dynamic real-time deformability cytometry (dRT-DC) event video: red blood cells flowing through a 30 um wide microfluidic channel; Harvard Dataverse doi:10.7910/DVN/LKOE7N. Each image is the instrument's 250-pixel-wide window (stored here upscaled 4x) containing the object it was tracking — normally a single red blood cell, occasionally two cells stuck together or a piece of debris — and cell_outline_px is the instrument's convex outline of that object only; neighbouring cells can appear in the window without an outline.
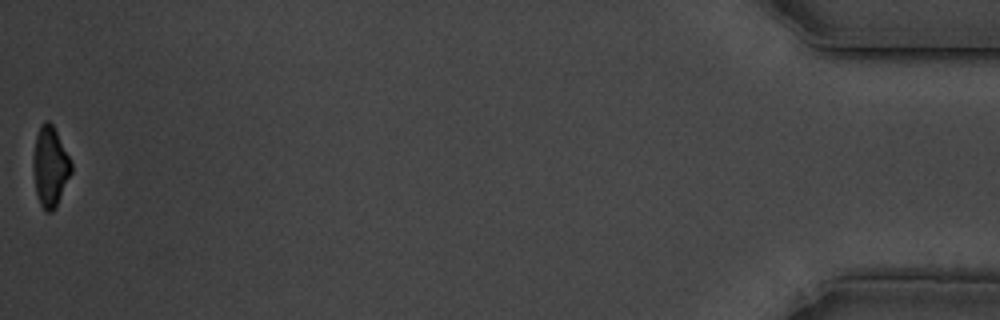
{"species": "common noctule bat (a hibernating species)", "species_latin": "Nyctalus noctula", "temperature_condition": "cold", "stored_images_in_passage": 40, "camera_frame_rate_fps": 3000, "um_per_image_px": 0.085, "animal": {"sex": "male", "body_mass_g": 19.5, "forearm_length_mm": 54.6}, "frame": {"image": 1, "passage_image": 40, "time_ms": 13.0, "image_size_px": [1000, 320], "cell_outline_px": [[72, 172], [56, 208], [52, 212], [48, 212], [40, 204], [36, 192], [32, 168], [32, 160], [36, 136], [40, 124], [44, 120], [48, 120], [52, 124], [72, 164]], "centroid_in_image_um": [4.25, 14.17], "position_along_channel_um": 431.0, "area_um2": 17.74}, "authors_computed_cell_mechanics": {"area_um2": 20.7213, "velocity_mm_per_s": 3.6358, "shape_relaxation_time_tau1_ms": 3.5564, "shape_relaxation_time_tau2_ms": 10.4565, "deformation_change_tau1": 0.1055, "deformation_change_tau2": 0.1989}}